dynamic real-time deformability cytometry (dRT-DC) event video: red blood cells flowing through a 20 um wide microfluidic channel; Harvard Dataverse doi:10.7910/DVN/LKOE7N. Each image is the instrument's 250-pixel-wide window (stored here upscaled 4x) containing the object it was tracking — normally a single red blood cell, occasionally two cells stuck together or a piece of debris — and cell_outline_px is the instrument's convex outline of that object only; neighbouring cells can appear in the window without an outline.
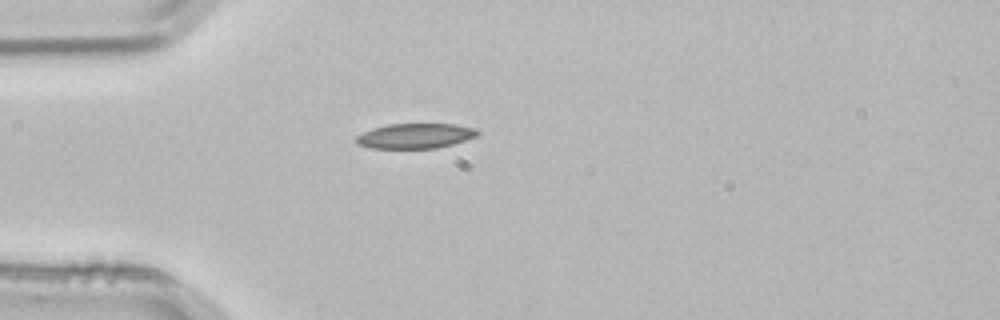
{"species": "common noctule bat (a hibernating species)", "species_latin": "Nyctalus noctula", "temperature_condition": "room temperature", "stored_images_in_passage": 1, "camera_frame_rate_fps": 3000, "um_per_image_px": 0.085, "animal": {"sex": "male", "body_mass_g": 21.5, "forearm_length_mm": 52.0}, "frame": {"image": 1, "passage_image": 1, "time_ms": 0.0, "image_size_px": [1000, 320], "cell_outline_px": [[480, 132], [476, 136], [452, 144], [436, 148], [372, 148], [356, 144], [356, 136], [372, 128], [388, 124], [456, 124], [476, 128]], "centroid_in_image_um": [35.29, 11.54], "position_along_channel_um": 49.7, "area_um2": 17.63}}